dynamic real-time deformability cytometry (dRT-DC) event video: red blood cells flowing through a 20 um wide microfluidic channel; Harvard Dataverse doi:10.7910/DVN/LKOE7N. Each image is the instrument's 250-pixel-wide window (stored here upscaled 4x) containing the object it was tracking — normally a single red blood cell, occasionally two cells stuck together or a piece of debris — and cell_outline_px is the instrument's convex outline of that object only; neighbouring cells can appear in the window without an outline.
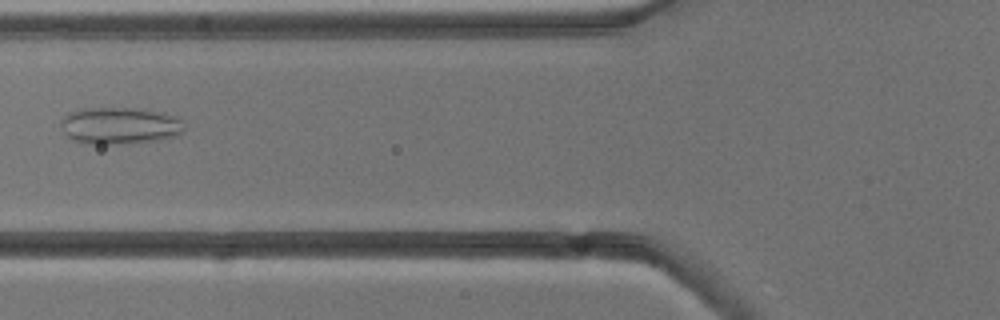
{"species": "common noctule bat (a hibernating species)", "species_latin": "Nyctalus noctula", "temperature_condition": "cold", "stored_images_in_passage": 6, "camera_frame_rate_fps": 3000, "um_per_image_px": 0.085, "animal": {"sex": "male", "body_mass_g": 13.3}, "frame": {"image": 1, "passage_image": 6, "time_ms": 5.667, "image_size_px": [1000, 320], "cell_outline_px": [[184, 132], [176, 136], [156, 140], [124, 144], [88, 144], [72, 140], [64, 132], [60, 124], [60, 120], [68, 112], [80, 108], [132, 108], [160, 112], [176, 116], [184, 124]], "centroid_in_image_um": [10.15, 10.68], "position_along_channel_um": 115.6, "area_um2": 26.76}}